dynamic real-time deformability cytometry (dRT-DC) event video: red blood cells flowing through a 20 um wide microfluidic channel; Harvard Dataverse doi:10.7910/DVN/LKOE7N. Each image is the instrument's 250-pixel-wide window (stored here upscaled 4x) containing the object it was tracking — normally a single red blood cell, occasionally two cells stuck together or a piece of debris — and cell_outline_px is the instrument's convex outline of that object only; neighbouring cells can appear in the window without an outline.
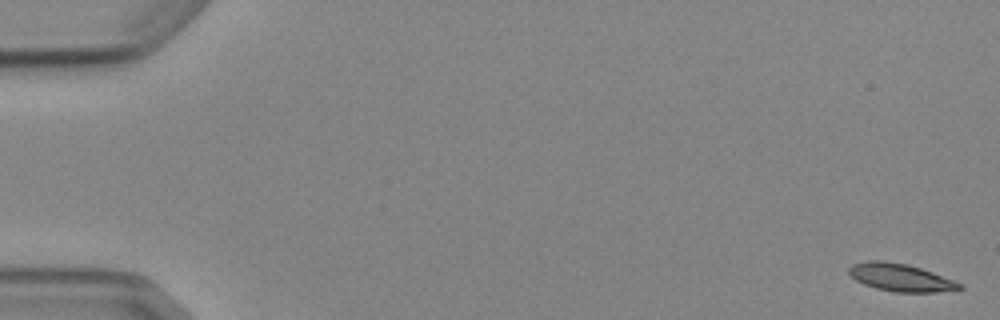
{"species": "Egyptian fruit bat (a non-hibernating species)", "species_latin": "Rousettus aegyptiacus", "temperature_condition": "cold", "stored_images_in_passage": 5, "camera_frame_rate_fps": 3000, "um_per_image_px": 0.085, "animal": {"sex": "female"}, "frame": {"image": 1, "passage_image": 1, "time_ms": 0.0, "image_size_px": [1000, 320], "cell_outline_px": [[964, 288], [936, 292], [896, 292], [876, 288], [864, 284], [856, 280], [848, 272], [848, 268], [852, 264], [868, 260], [880, 260], [908, 264], [932, 272], [964, 284]], "centroid_in_image_um": [76.54, 23.58], "position_along_channel_um": 8.5, "area_um2": 17.74}}
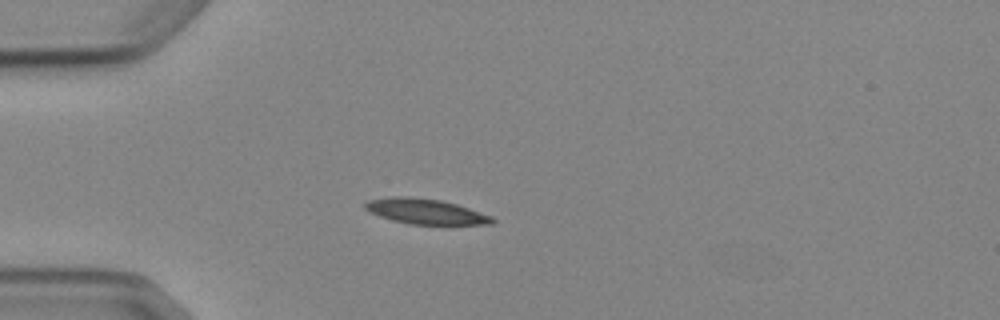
{"frame": {"image": 2, "passage_image": 5, "time_ms": 4.667, "image_size_px": [1000, 320], "cell_outline_px": [[496, 220], [492, 224], [408, 224], [392, 220], [380, 216], [364, 208], [364, 204], [368, 200], [392, 196], [408, 196], [440, 200], [456, 204], [492, 216]], "centroid_in_image_um": [36.16, 17.97], "position_along_channel_um": 48.8, "area_um2": 18.55}}